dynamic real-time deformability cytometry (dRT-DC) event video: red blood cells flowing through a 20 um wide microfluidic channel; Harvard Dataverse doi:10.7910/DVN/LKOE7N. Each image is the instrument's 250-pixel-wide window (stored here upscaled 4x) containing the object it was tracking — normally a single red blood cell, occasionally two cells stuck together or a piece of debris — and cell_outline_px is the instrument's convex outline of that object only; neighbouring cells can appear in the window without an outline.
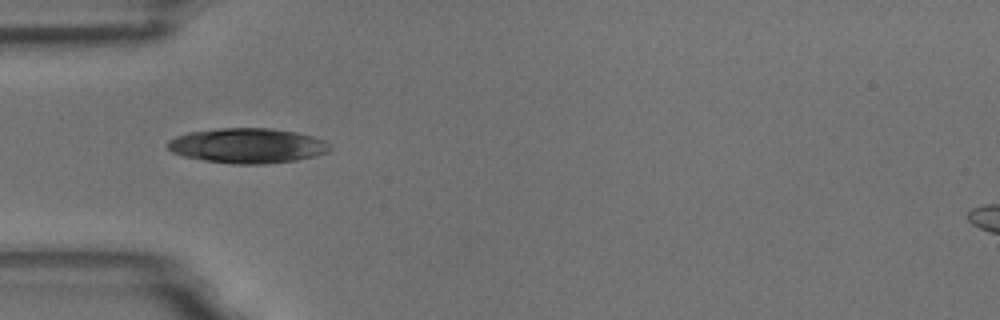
{"species": "common noctule bat (a hibernating species)", "species_latin": "Nyctalus noctula", "temperature_condition": "room temperature", "stored_images_in_passage": 5, "camera_frame_rate_fps": 3000, "um_per_image_px": 0.085, "animal": {"sex": "male", "body_mass_g": 18.8}, "frame": {"image": 1, "passage_image": 3, "time_ms": 2.333, "image_size_px": [1000, 320], "cell_outline_px": [[332, 148], [328, 152], [316, 156], [296, 160], [268, 164], [232, 164], [204, 160], [184, 156], [172, 152], [168, 148], [168, 140], [176, 136], [188, 132], [220, 128], [272, 128], [296, 132], [312, 136], [324, 140], [332, 144]], "centroid_in_image_um": [21.07, 12.38], "position_along_channel_um": 63.9, "area_um2": 33.29}}